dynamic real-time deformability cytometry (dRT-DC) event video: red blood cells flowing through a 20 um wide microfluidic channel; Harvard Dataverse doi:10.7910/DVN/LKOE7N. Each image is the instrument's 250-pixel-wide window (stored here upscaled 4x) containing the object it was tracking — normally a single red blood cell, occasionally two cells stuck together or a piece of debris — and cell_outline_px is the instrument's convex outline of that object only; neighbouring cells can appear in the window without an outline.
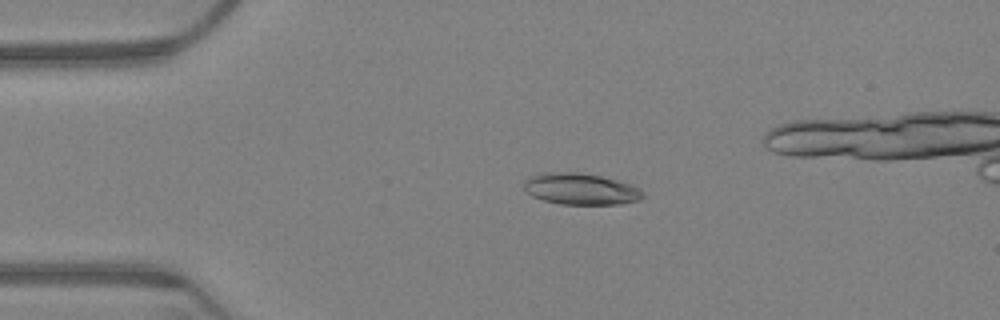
{"species": "Egyptian fruit bat (a non-hibernating species)", "species_latin": "Rousettus aegyptiacus", "temperature_condition": "warm", "stored_images_in_passage": 61, "camera_frame_rate_fps": 3000, "um_per_image_px": 0.085, "animal": {"sex": "female"}, "frame": {"image": 1, "passage_image": 14, "time_ms": 4.333, "image_size_px": [1000, 320], "cell_outline_px": [[644, 196], [640, 200], [620, 204], [560, 204], [544, 200], [532, 196], [524, 188], [524, 180], [532, 176], [544, 172], [576, 172], [600, 176], [616, 180], [640, 188], [644, 192]], "centroid_in_image_um": [49.37, 16.06], "position_along_channel_um": 35.6, "area_um2": 21.68}}
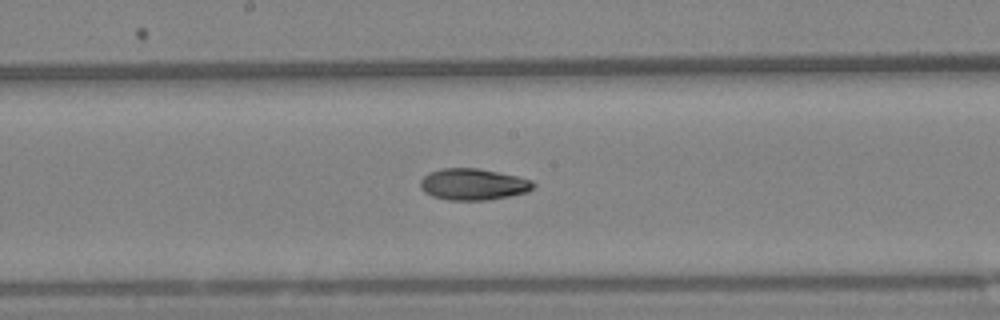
{"frame": {"image": 2, "passage_image": 34, "time_ms": 11.0, "image_size_px": [1000, 320], "cell_outline_px": [[536, 184], [528, 192], [508, 196], [484, 200], [448, 200], [432, 196], [424, 192], [420, 188], [420, 180], [424, 176], [432, 172], [444, 168], [476, 168], [516, 176], [532, 180]], "centroid_in_image_um": [40.21, 15.67], "position_along_channel_um": 208.0, "area_um2": 20.52}}
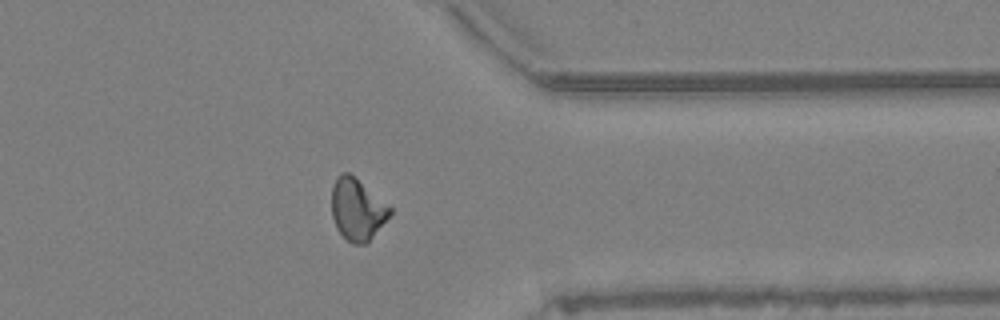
{"frame": {"image": 3, "passage_image": 51, "time_ms": 16.667, "image_size_px": [1000, 320], "cell_outline_px": [[392, 212], [372, 236], [364, 244], [352, 244], [336, 228], [332, 216], [332, 188], [336, 176], [340, 172], [348, 172], [392, 208]], "centroid_in_image_um": [30.33, 17.78], "position_along_channel_um": 381.1, "area_um2": 20.46}}